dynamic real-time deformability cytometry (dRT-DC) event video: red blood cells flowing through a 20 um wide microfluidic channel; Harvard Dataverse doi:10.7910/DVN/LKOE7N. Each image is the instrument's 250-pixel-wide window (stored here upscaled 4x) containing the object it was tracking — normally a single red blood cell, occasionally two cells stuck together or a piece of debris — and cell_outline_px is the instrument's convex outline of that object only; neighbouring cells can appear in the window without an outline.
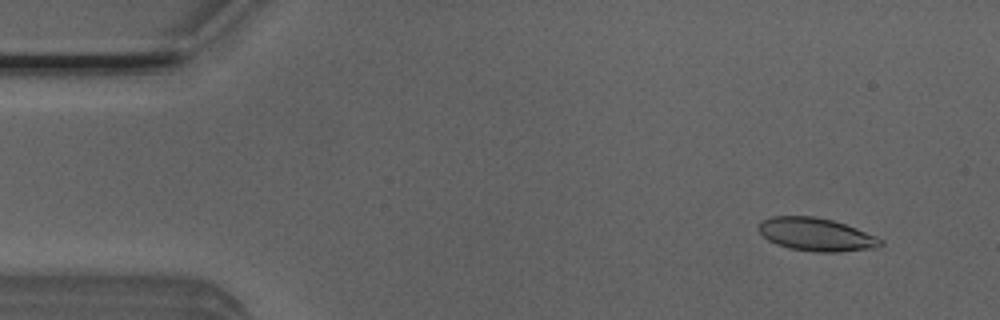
{"species": "Egyptian fruit bat (a non-hibernating species)", "species_latin": "Rousettus aegyptiacus", "temperature_condition": "room temperature", "stored_images_in_passage": 4, "camera_frame_rate_fps": 3000, "um_per_image_px": 0.085, "animal": {"sex": "male"}, "frame": {"image": 1, "passage_image": 1, "time_ms": 0.0, "image_size_px": [1000, 320], "cell_outline_px": [[884, 244], [876, 248], [840, 252], [816, 252], [788, 248], [776, 244], [768, 240], [756, 228], [760, 220], [772, 216], [816, 216], [832, 220], [856, 228], [876, 236], [884, 240]], "centroid_in_image_um": [69.37, 19.93], "position_along_channel_um": 15.6, "area_um2": 23.76}}